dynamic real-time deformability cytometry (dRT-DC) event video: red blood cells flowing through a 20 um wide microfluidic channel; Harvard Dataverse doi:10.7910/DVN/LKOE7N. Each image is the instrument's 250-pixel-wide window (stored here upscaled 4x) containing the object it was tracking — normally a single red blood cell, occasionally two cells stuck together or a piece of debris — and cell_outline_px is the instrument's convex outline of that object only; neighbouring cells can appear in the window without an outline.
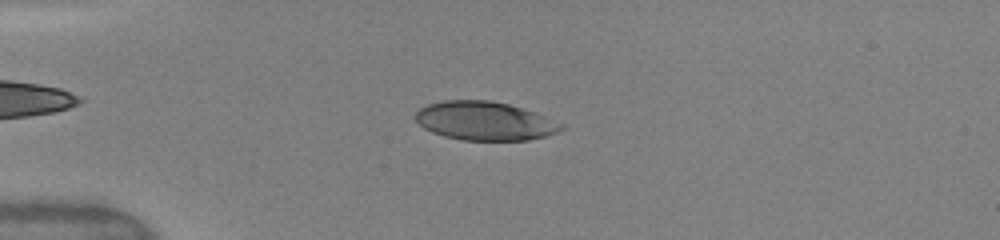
{"species": "human", "species_latin": "Homo sapiens", "temperature_condition": "warm", "stored_images_in_passage": 41, "camera_frame_rate_fps": 3000, "um_per_image_px": 0.085, "donor": {"sex": "female"}, "frame": {"image": 1, "passage_image": 6, "time_ms": 3.0, "image_size_px": [1000, 240], "cell_outline_px": [[564, 128], [556, 132], [544, 136], [528, 140], [464, 140], [444, 136], [432, 132], [424, 128], [416, 120], [416, 112], [420, 108], [428, 104], [444, 100], [488, 100], [508, 104], [544, 116], [564, 124]], "centroid_in_image_um": [41.18, 10.28], "position_along_channel_um": 43.8, "area_um2": 32.48}}
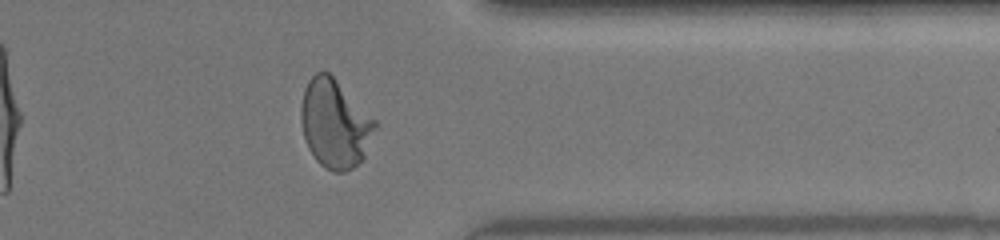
{"frame": {"image": 2, "passage_image": 31, "time_ms": 12.0, "image_size_px": [1000, 240], "cell_outline_px": [[376, 128], [364, 156], [352, 168], [344, 172], [332, 172], [324, 168], [316, 160], [308, 148], [304, 136], [300, 120], [300, 108], [304, 88], [308, 80], [316, 72], [328, 72], [376, 120]], "centroid_in_image_um": [28.43, 10.53], "position_along_channel_um": 383.0, "area_um2": 37.92}}
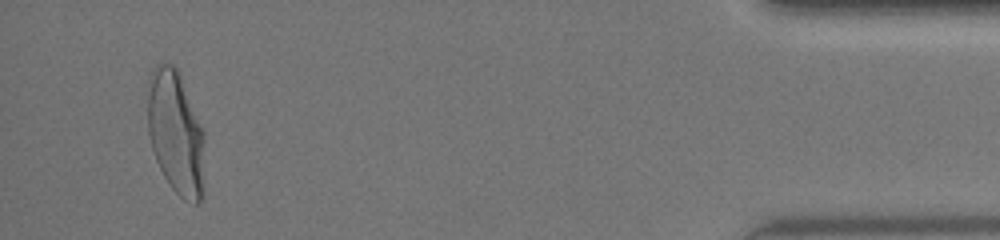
{"frame": {"image": 3, "passage_image": 39, "time_ms": 14.333, "image_size_px": [1000, 240], "cell_outline_px": [[204, 140], [200, 204], [196, 204], [184, 200], [172, 188], [164, 176], [156, 160], [152, 148], [148, 132], [148, 96], [152, 72], [156, 64], [160, 60], [172, 64], [176, 68], [204, 132]], "centroid_in_image_um": [14.92, 11.27], "position_along_channel_um": 420.3, "area_um2": 40.23}, "authors_computed_cell_mechanics": {"area_um2": 35.4892, "velocity_mm_per_s": 4.1396, "shape_relaxation_time_tau1_ms": 3.7834, "shape_relaxation_time_tau2_ms": null, "deformation_change_tau1": 0.1651, "deformation_change_tau2": null}}